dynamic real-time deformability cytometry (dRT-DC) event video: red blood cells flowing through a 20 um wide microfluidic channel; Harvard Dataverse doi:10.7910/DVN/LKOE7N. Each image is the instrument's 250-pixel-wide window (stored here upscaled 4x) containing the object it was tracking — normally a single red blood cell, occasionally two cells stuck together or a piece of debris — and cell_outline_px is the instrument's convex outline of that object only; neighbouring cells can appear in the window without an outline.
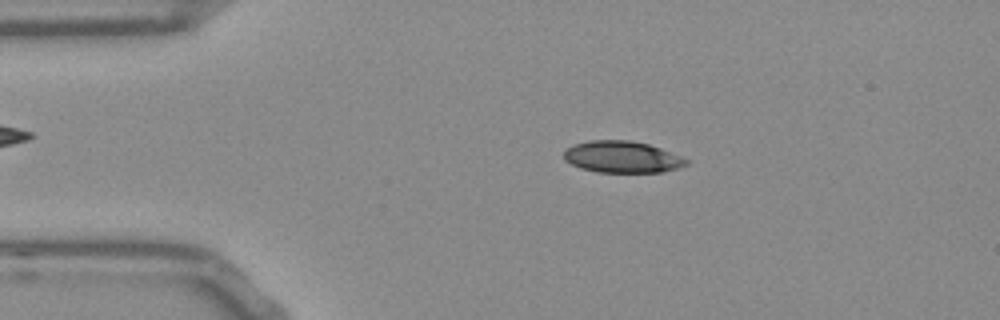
{"species": "Egyptian fruit bat (a non-hibernating species)", "species_latin": "Rousettus aegyptiacus", "temperature_condition": "room temperature", "stored_images_in_passage": 52, "camera_frame_rate_fps": 3000, "um_per_image_px": 0.085, "frame": {"image": 1, "passage_image": 9, "time_ms": 2.667, "image_size_px": [1000, 320], "cell_outline_px": [[688, 164], [676, 168], [660, 172], [596, 172], [580, 168], [564, 160], [564, 152], [568, 148], [576, 144], [592, 140], [628, 140], [648, 144], [660, 148], [680, 156], [688, 160]], "centroid_in_image_um": [52.86, 13.34], "position_along_channel_um": 32.1, "area_um2": 22.31}}
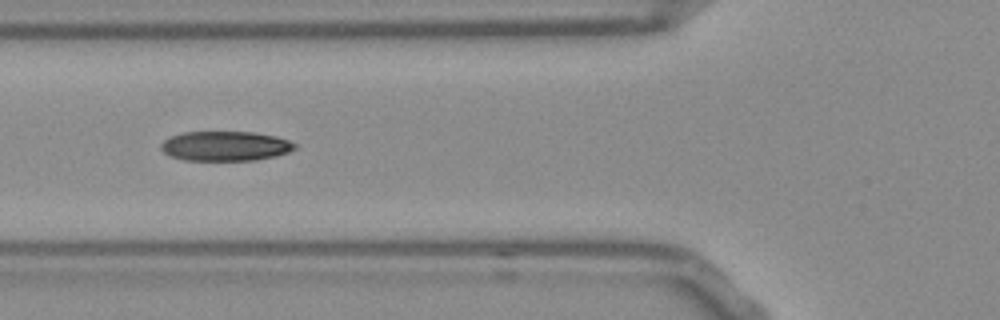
{"frame": {"image": 2, "passage_image": 18, "time_ms": 5.667, "image_size_px": [1000, 320], "cell_outline_px": [[296, 148], [288, 152], [276, 156], [256, 160], [184, 160], [172, 156], [164, 152], [160, 148], [160, 144], [164, 140], [172, 136], [184, 132], [256, 132], [276, 136], [288, 140], [296, 144]], "centroid_in_image_um": [19.17, 12.41], "position_along_channel_um": 106.6, "area_um2": 23.12}}
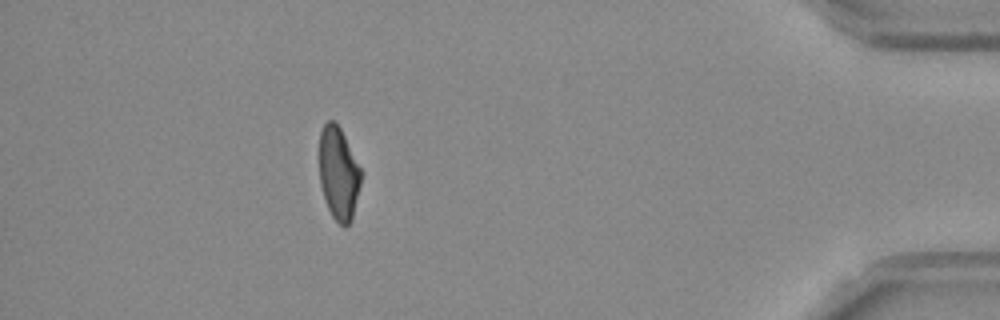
{"frame": {"image": 3, "passage_image": 46, "time_ms": 15.0, "image_size_px": [1000, 320], "cell_outline_px": [[360, 184], [352, 220], [348, 224], [340, 224], [332, 216], [328, 208], [320, 184], [320, 132], [324, 124], [328, 120], [332, 120], [340, 128], [360, 168]], "centroid_in_image_um": [28.76, 14.74], "position_along_channel_um": 406.4, "area_um2": 21.96}, "authors_computed_cell_mechanics": {"area_um2": 23.409, "velocity_mm_per_s": 3.8018, "shape_relaxation_time_tau1_ms": 4.2407, "shape_relaxation_time_tau2_ms": 2.7779, "deformation_change_tau1": 0.156, "deformation_change_tau2": 0.0672}}